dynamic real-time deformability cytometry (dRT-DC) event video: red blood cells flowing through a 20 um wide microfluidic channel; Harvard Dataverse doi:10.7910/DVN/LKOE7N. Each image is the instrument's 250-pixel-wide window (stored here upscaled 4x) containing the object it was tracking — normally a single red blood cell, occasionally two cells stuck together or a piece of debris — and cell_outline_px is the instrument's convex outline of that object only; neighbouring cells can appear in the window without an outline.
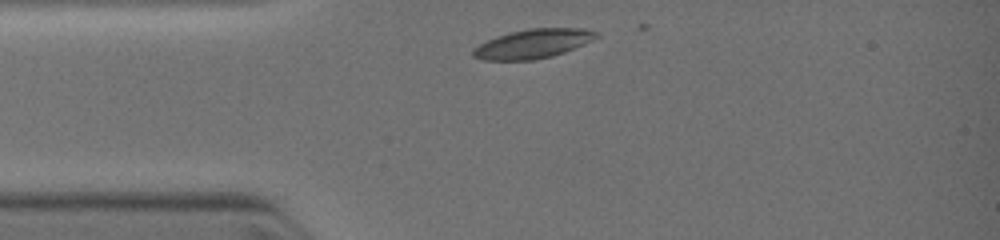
{"species": "common noctule bat (a hibernating species)", "species_latin": "Nyctalus noctula", "temperature_condition": "warm", "stored_images_in_passage": 2, "camera_frame_rate_fps": 3000, "um_per_image_px": 0.085, "animal": {"sex": "female", "body_mass_g": 19.0, "forearm_length_mm": 51.5}, "frame": {"image": 1, "passage_image": 1, "time_ms": 0.0, "image_size_px": [1000, 240], "cell_outline_px": [[600, 36], [592, 40], [564, 52], [552, 56], [532, 60], [484, 60], [472, 56], [472, 48], [496, 36], [528, 28], [584, 28], [600, 32]], "centroid_in_image_um": [45.31, 3.71], "position_along_channel_um": 39.7, "area_um2": 20.92}}